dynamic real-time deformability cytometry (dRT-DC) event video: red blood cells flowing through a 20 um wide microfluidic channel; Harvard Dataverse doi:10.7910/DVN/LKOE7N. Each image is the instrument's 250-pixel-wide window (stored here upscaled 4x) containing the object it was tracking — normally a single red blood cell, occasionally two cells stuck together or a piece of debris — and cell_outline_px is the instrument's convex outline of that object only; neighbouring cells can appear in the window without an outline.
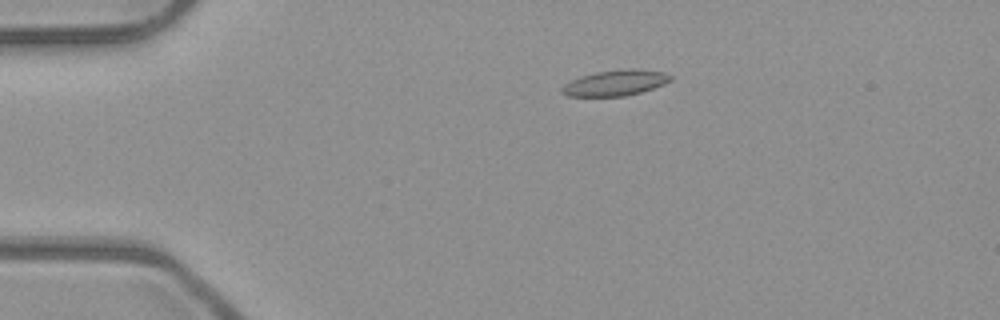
{"species": "common noctule bat (a hibernating species)", "species_latin": "Nyctalus noctula", "temperature_condition": "room temperature", "stored_images_in_passage": 7, "camera_frame_rate_fps": 3000, "um_per_image_px": 0.085, "animal": {"sex": "male", "body_mass_g": 23.1, "forearm_length_mm": 52.7}, "frame": {"image": 1, "passage_image": 3, "time_ms": 0.667, "image_size_px": [1000, 320], "cell_outline_px": [[672, 80], [664, 84], [640, 92], [624, 96], [568, 96], [560, 92], [560, 88], [564, 84], [580, 76], [596, 72], [632, 68], [664, 72], [672, 76]], "centroid_in_image_um": [52.29, 7.04], "position_along_channel_um": 32.7, "area_um2": 16.18}}
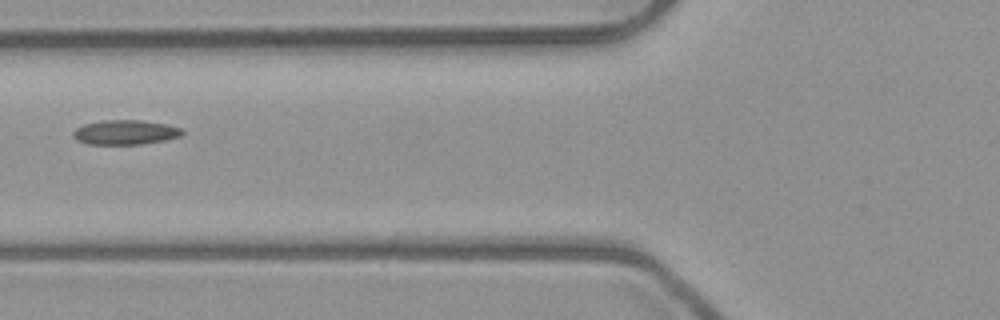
{"frame": {"image": 2, "passage_image": 6, "time_ms": 1.667, "image_size_px": [1000, 320], "cell_outline_px": [[184, 132], [180, 136], [164, 140], [140, 144], [88, 144], [76, 140], [72, 136], [72, 132], [76, 128], [84, 124], [100, 120], [144, 120], [168, 124], [184, 128]], "centroid_in_image_um": [10.65, 11.23], "position_along_channel_um": 115.1, "area_um2": 15.84}}
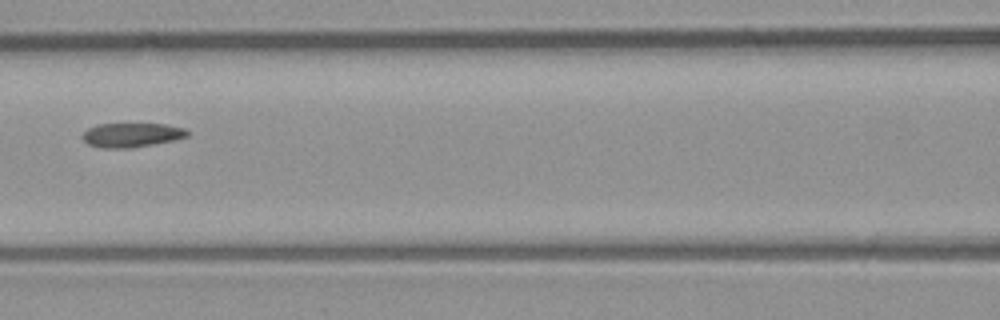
{"frame": {"image": 3, "passage_image": 7, "time_ms": 2.0, "image_size_px": [1000, 320], "cell_outline_px": [[188, 136], [172, 140], [152, 144], [128, 148], [104, 148], [88, 144], [80, 136], [88, 128], [96, 124], [164, 124], [184, 128], [188, 132]], "centroid_in_image_um": [11.14, 11.47], "position_along_channel_um": 155.5, "area_um2": 14.62}}